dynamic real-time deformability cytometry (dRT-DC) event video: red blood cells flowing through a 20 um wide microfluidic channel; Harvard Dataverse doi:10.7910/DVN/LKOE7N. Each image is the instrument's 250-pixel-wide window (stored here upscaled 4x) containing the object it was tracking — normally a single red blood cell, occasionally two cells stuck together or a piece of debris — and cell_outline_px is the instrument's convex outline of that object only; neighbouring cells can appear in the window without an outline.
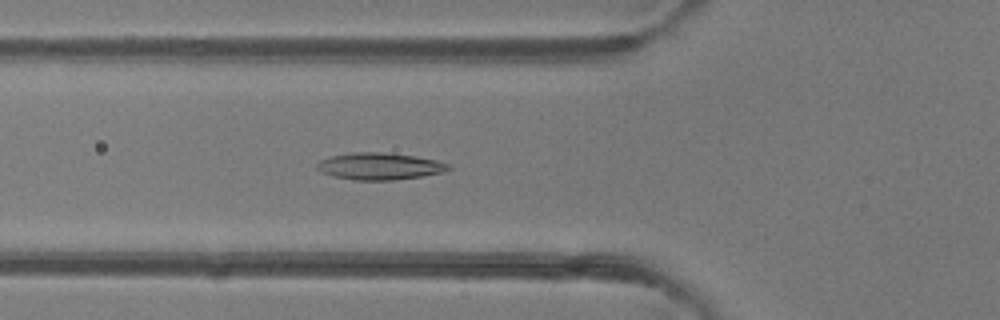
{"species": "common noctule bat (a hibernating species)", "species_latin": "Nyctalus noctula", "temperature_condition": "room temperature", "stored_images_in_passage": 49, "camera_frame_rate_fps": 3000, "um_per_image_px": 0.085, "animal": {"sex": "female"}, "frame": {"image": 1, "passage_image": 18, "time_ms": 5.667, "image_size_px": [1000, 320], "cell_outline_px": [[452, 168], [440, 172], [424, 176], [392, 180], [356, 180], [332, 176], [320, 172], [316, 168], [316, 164], [320, 160], [332, 156], [352, 152], [380, 152], [416, 156], [436, 160], [452, 164]], "centroid_in_image_um": [32.26, 14.13], "position_along_channel_um": 93.5, "area_um2": 20.69}}
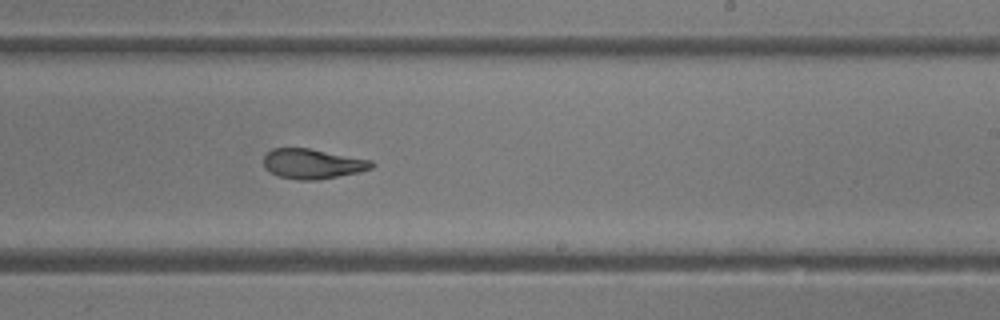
{"frame": {"image": 2, "passage_image": 30, "time_ms": 9.667, "image_size_px": [1000, 320], "cell_outline_px": [[376, 164], [372, 168], [360, 172], [316, 180], [296, 180], [280, 176], [264, 168], [264, 156], [272, 148], [308, 148], [372, 160]], "centroid_in_image_um": [26.59, 13.92], "position_along_channel_um": 262.4, "area_um2": 18.79}}
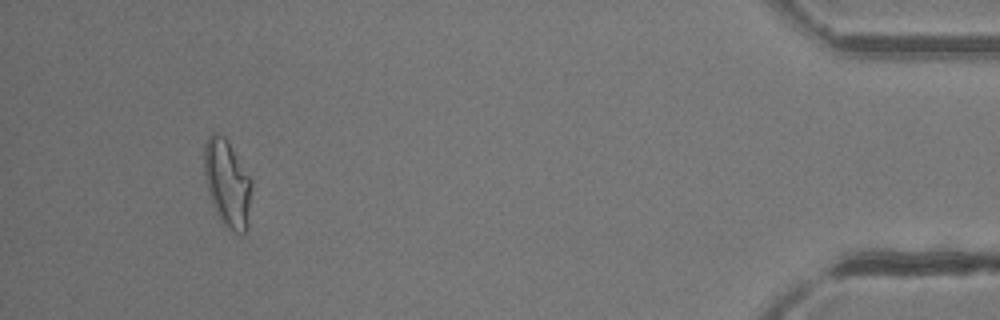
{"frame": {"image": 3, "passage_image": 46, "time_ms": 15.0, "image_size_px": [1000, 320], "cell_outline_px": [[252, 184], [248, 228], [244, 236], [228, 228], [220, 220], [212, 204], [208, 192], [204, 176], [204, 144], [208, 136], [212, 132], [216, 132], [224, 136], [228, 140], [252, 180]], "centroid_in_image_um": [19.33, 15.58], "position_along_channel_um": 415.9, "area_um2": 24.51}, "authors_computed_cell_mechanics": {"area_um2": 20.1722, "velocity_mm_per_s": 4.2104, "shape_relaxation_time_tau1_ms": 6.9464, "shape_relaxation_time_tau2_ms": 2.1012, "deformation_change_tau1": 0.2097, "deformation_change_tau2": 0.0931}}